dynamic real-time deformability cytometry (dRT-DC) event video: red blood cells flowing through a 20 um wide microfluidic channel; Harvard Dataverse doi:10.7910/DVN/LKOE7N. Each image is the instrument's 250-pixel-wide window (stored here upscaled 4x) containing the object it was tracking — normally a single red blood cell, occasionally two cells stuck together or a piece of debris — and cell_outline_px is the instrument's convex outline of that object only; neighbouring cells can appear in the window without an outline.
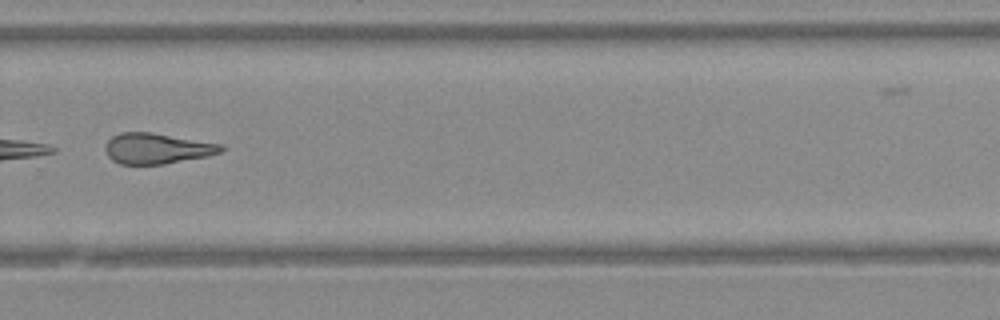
{"species": "Egyptian fruit bat (a non-hibernating species)", "species_latin": "Rousettus aegyptiacus", "temperature_condition": "warm", "stored_images_in_passage": 41, "camera_frame_rate_fps": 3000, "um_per_image_px": 0.085, "animal": {"sex": "female"}, "frame": {"image": 1, "passage_image": 30, "time_ms": 9.667, "image_size_px": [1000, 320], "cell_outline_px": [[224, 148], [220, 152], [208, 156], [164, 164], [120, 164], [112, 160], [108, 156], [104, 148], [108, 140], [112, 136], [120, 132], [152, 132], [224, 144]], "centroid_in_image_um": [13.34, 12.61], "position_along_channel_um": 316.5, "area_um2": 20.81}}